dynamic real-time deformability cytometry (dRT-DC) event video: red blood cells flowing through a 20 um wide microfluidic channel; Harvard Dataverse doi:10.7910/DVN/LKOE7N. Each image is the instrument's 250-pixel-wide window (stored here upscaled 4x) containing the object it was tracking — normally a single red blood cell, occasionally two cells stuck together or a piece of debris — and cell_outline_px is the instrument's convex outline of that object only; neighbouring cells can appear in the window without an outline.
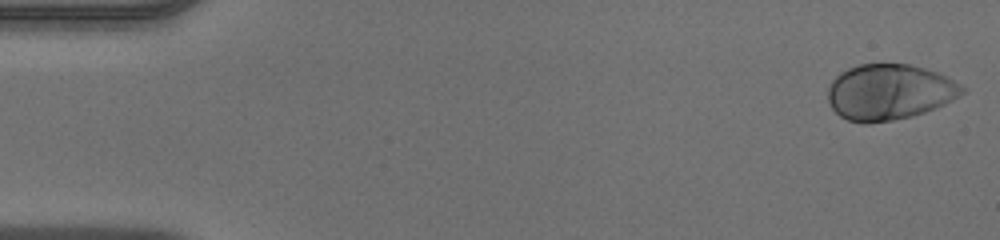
{"species": "human", "species_latin": "Homo sapiens", "temperature_condition": "warm", "stored_images_in_passage": 47, "camera_frame_rate_fps": 3000, "um_per_image_px": 0.085, "donor": {"sex": "male"}, "frame": {"image": 1, "passage_image": 1, "time_ms": 0.0, "image_size_px": [1000, 240], "cell_outline_px": [[968, 88], [964, 92], [952, 100], [944, 104], [924, 112], [912, 116], [892, 120], [868, 124], [864, 124], [848, 120], [840, 116], [832, 108], [828, 100], [828, 88], [832, 80], [840, 72], [848, 68], [860, 64], [908, 64], [924, 68], [936, 72]], "centroid_in_image_um": [75.57, 7.83], "position_along_channel_um": 9.4, "area_um2": 43.52}}
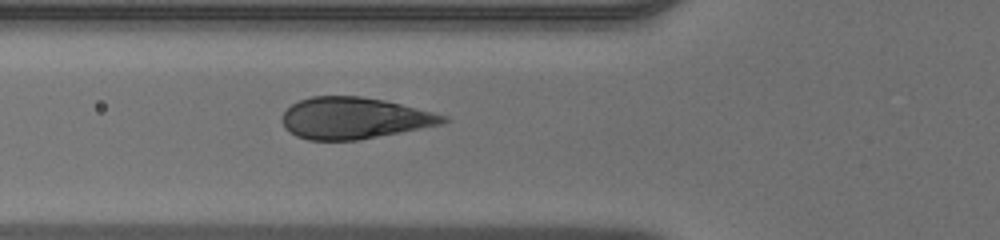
{"frame": {"image": 2, "passage_image": 17, "time_ms": 5.333, "image_size_px": [1000, 240], "cell_outline_px": [[448, 120], [444, 124], [356, 140], [308, 140], [296, 136], [288, 132], [284, 128], [280, 120], [280, 116], [292, 104], [300, 100], [312, 96], [360, 96], [384, 100], [448, 116]], "centroid_in_image_um": [30.05, 10.04], "position_along_channel_um": 95.7, "area_um2": 38.9}}
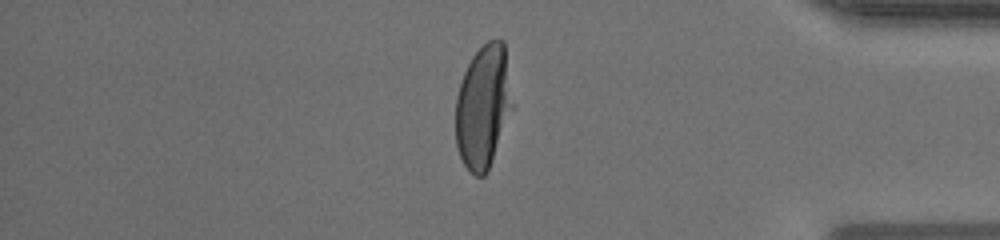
{"frame": {"image": 3, "passage_image": 40, "time_ms": 13.0, "image_size_px": [1000, 240], "cell_outline_px": [[512, 108], [488, 172], [484, 176], [476, 176], [468, 172], [460, 156], [456, 144], [456, 96], [464, 72], [472, 56], [488, 40], [504, 40], [512, 104]], "centroid_in_image_um": [41.05, 9.09], "position_along_channel_um": 394.1, "area_um2": 40.46}}